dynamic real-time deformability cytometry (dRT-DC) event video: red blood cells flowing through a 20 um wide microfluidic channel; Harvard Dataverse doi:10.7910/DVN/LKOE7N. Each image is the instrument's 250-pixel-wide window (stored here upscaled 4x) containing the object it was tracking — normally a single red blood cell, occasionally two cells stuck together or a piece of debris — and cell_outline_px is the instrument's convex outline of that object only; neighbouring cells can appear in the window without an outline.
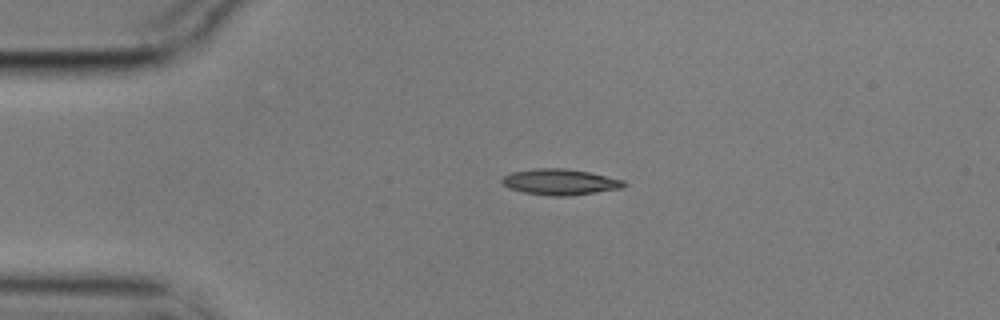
{"species": "common noctule bat (a hibernating species)", "species_latin": "Nyctalus noctula", "temperature_condition": "cold", "stored_images_in_passage": 45, "camera_frame_rate_fps": 3000, "um_per_image_px": 0.085, "animal": {"sex": "male", "body_mass_g": 17.9}, "frame": {"image": 1, "passage_image": 1, "time_ms": 0.0, "image_size_px": [1000, 320], "cell_outline_px": [[628, 184], [624, 188], [568, 196], [552, 196], [524, 192], [508, 188], [500, 180], [504, 176], [512, 172], [536, 168], [564, 168], [588, 172], [624, 180]], "centroid_in_image_um": [47.62, 15.47], "position_along_channel_um": 37.4, "area_um2": 18.38}}
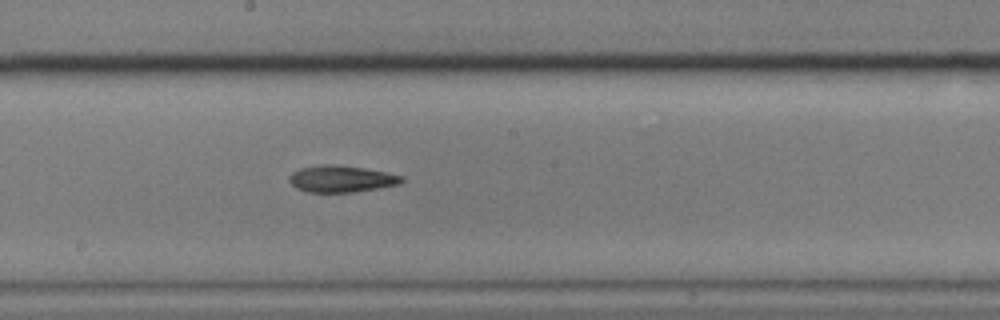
{"frame": {"image": 2, "passage_image": 19, "time_ms": 6.0, "image_size_px": [1000, 320], "cell_outline_px": [[404, 180], [400, 184], [380, 188], [356, 192], [308, 192], [296, 188], [288, 180], [288, 176], [292, 172], [300, 168], [320, 164], [328, 164], [364, 168], [404, 176]], "centroid_in_image_um": [29.0, 15.21], "position_along_channel_um": 219.2, "area_um2": 17.57}}
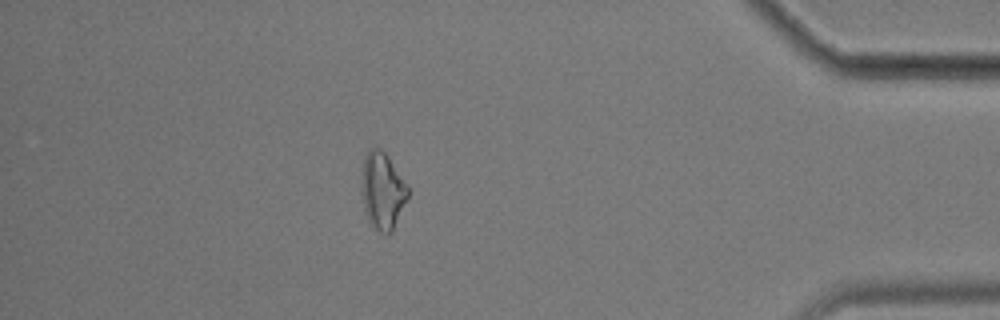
{"frame": {"image": 3, "passage_image": 38, "time_ms": 12.333, "image_size_px": [1000, 320], "cell_outline_px": [[408, 200], [392, 232], [380, 232], [372, 228], [368, 220], [364, 208], [360, 184], [364, 156], [368, 148], [380, 148], [388, 156], [408, 188]], "centroid_in_image_um": [32.49, 16.22], "position_along_channel_um": 402.7, "area_um2": 20.92}}